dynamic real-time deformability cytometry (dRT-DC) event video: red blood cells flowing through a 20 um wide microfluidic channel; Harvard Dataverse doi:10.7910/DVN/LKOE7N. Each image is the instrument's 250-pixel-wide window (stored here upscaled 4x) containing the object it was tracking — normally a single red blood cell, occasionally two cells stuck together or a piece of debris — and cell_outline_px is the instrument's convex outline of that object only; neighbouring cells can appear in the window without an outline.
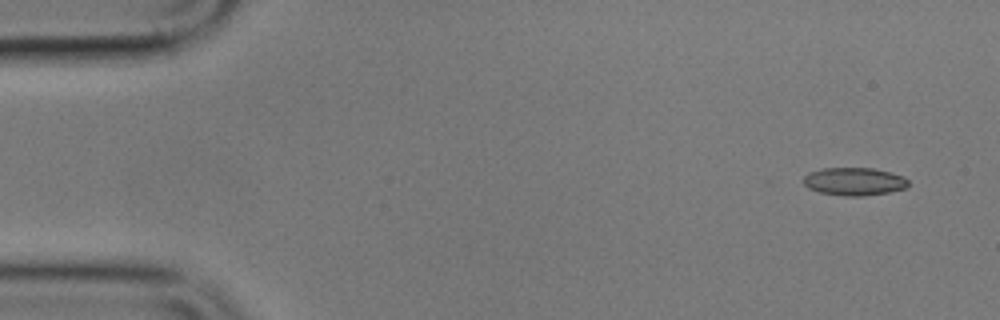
{"species": "common noctule bat (a hibernating species)", "species_latin": "Nyctalus noctula", "temperature_condition": "cold", "stored_images_in_passage": 3, "camera_frame_rate_fps": 3000, "um_per_image_px": 0.085, "animal": {"sex": "male", "body_mass_g": 17.9}, "frame": {"image": 1, "passage_image": 1, "time_ms": 0.0, "image_size_px": [1000, 320], "cell_outline_px": [[908, 188], [888, 192], [864, 196], [844, 196], [820, 192], [808, 188], [804, 184], [804, 176], [808, 172], [824, 168], [872, 168], [892, 172], [904, 176], [908, 180]], "centroid_in_image_um": [72.63, 15.42], "position_along_channel_um": 12.4, "area_um2": 17.17}}